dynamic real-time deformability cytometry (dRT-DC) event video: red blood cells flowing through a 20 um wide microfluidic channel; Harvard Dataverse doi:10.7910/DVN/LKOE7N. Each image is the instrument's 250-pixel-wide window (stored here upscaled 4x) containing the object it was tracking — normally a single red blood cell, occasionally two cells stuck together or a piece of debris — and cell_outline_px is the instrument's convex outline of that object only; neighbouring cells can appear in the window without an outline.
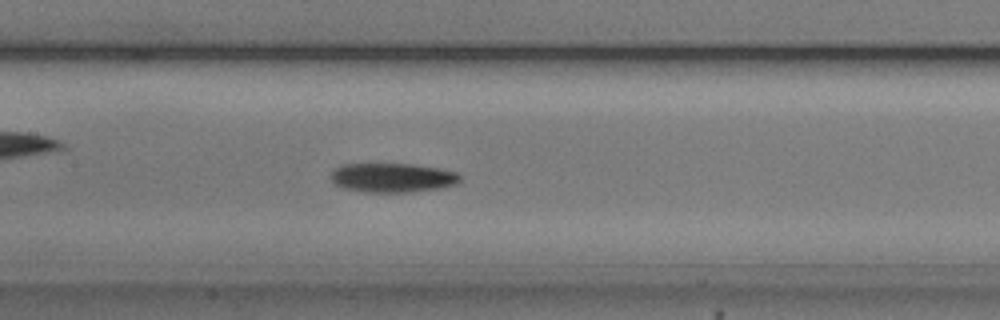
{"species": "common noctule bat (a hibernating species)", "species_latin": "Nyctalus noctula", "temperature_condition": "cold", "stored_images_in_passage": 23, "camera_frame_rate_fps": 3000, "um_per_image_px": 0.085, "animal": {"sex": "male", "body_mass_g": 20.5, "forearm_length_mm": 52.5}, "frame": {"image": 1, "passage_image": 20, "time_ms": 6.333, "image_size_px": [1000, 320], "cell_outline_px": [[460, 184], [440, 188], [412, 192], [364, 192], [344, 188], [336, 184], [328, 176], [340, 164], [412, 164], [460, 172]], "centroid_in_image_um": [33.39, 15.11], "position_along_channel_um": 174.0, "area_um2": 22.2}}